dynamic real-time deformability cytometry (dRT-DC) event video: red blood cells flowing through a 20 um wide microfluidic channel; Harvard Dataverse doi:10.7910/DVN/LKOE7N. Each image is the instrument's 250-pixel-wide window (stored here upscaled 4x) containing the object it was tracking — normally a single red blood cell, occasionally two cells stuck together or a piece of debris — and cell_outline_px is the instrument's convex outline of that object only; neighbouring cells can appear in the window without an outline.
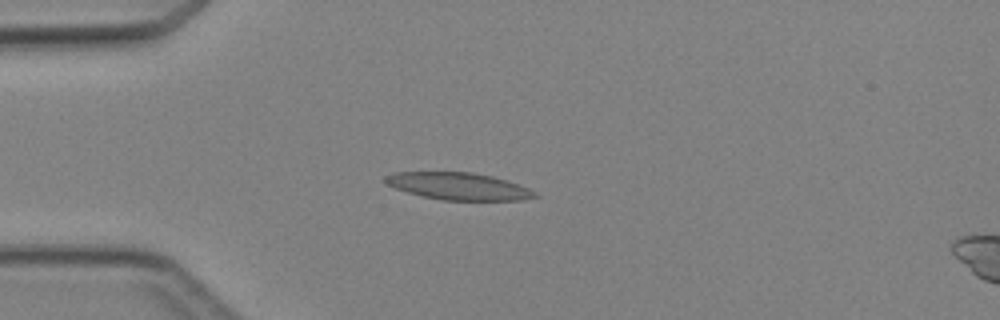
{"species": "Egyptian fruit bat (a non-hibernating species)", "species_latin": "Rousettus aegyptiacus", "temperature_condition": "cold", "stored_images_in_passage": 3, "camera_frame_rate_fps": 3000, "um_per_image_px": 0.085, "animal": {"sex": "female"}, "frame": {"image": 1, "passage_image": 3, "time_ms": 2.333, "image_size_px": [1000, 320], "cell_outline_px": [[540, 196], [524, 200], [440, 200], [408, 192], [396, 188], [388, 184], [384, 180], [384, 176], [392, 172], [472, 172], [492, 176], [528, 188], [536, 192]], "centroid_in_image_um": [38.98, 15.83], "position_along_channel_um": 46.0, "area_um2": 23.52}}